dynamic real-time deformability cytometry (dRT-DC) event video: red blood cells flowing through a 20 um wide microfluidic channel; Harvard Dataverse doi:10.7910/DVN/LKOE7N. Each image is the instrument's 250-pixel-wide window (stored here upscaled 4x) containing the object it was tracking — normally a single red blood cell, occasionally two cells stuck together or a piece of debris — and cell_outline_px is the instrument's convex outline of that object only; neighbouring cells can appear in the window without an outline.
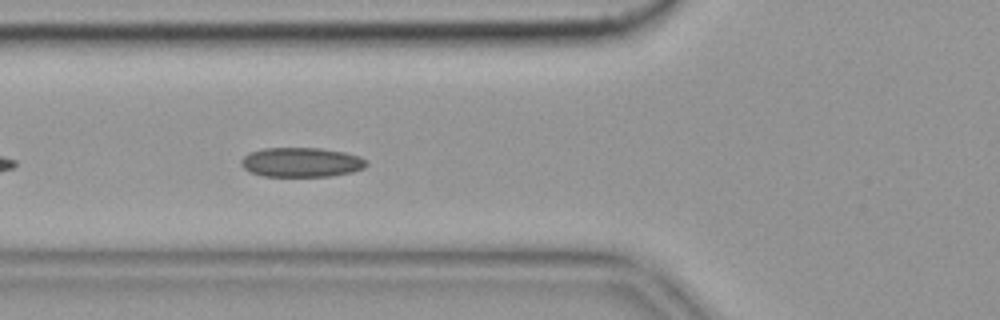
{"species": "common noctule bat (a hibernating species)", "species_latin": "Nyctalus noctula", "temperature_condition": "cold", "stored_images_in_passage": 34, "camera_frame_rate_fps": 3000, "um_per_image_px": 0.085, "animal": {"sex": "female", "body_mass_g": 19.9}, "frame": {"image": 1, "passage_image": 6, "time_ms": 1.667, "image_size_px": [1000, 320], "cell_outline_px": [[368, 164], [364, 168], [352, 172], [332, 176], [264, 176], [252, 172], [244, 168], [240, 164], [240, 160], [248, 152], [264, 148], [320, 148], [344, 152], [360, 156]], "centroid_in_image_um": [25.6, 13.79], "position_along_channel_um": 100.2, "area_um2": 21.56}, "authors_computed_cell_mechanics": {"area_um2": 21.1548, "velocity_mm_per_s": 3.5214, "shape_relaxation_time_tau1_ms": 10.9858, "shape_relaxation_time_tau2_ms": 2.3405, "deformation_change_tau1": 0.1537, "deformation_change_tau2": 0.0695}}